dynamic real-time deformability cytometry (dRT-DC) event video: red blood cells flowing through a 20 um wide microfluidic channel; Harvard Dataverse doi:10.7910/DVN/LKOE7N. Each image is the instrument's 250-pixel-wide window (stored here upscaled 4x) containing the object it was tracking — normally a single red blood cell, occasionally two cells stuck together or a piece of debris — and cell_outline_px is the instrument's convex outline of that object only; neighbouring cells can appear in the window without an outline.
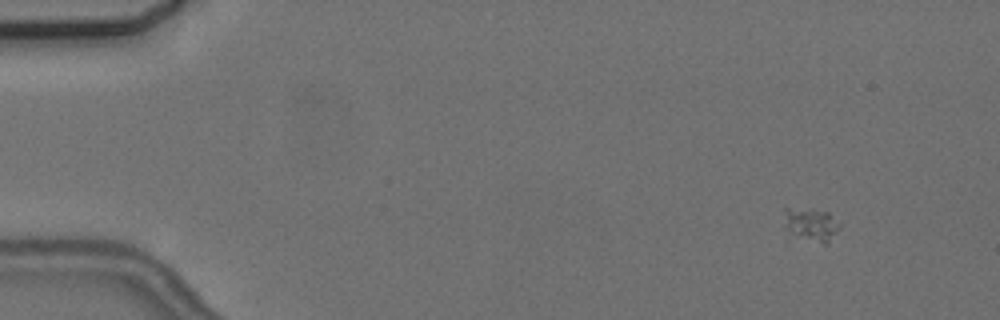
{"species": "common noctule bat (a hibernating species)", "species_latin": "Nyctalus noctula", "temperature_condition": "cold", "stored_images_in_passage": 6, "camera_frame_rate_fps": 3000, "um_per_image_px": 0.085, "animal": {"sex": "female", "body_mass_g": 24.6, "forearm_length_mm": 56.2}, "frame": {"image": 1, "passage_image": 2, "time_ms": 1.0, "image_size_px": [1000, 320], "cell_outline_px": [[840, 228], [828, 244], [824, 244], [796, 232], [788, 228], [784, 208], [812, 208], [828, 212], [840, 224]], "centroid_in_image_um": [69.06, 19.01], "position_along_channel_um": 15.9, "area_um2": 10.0}}
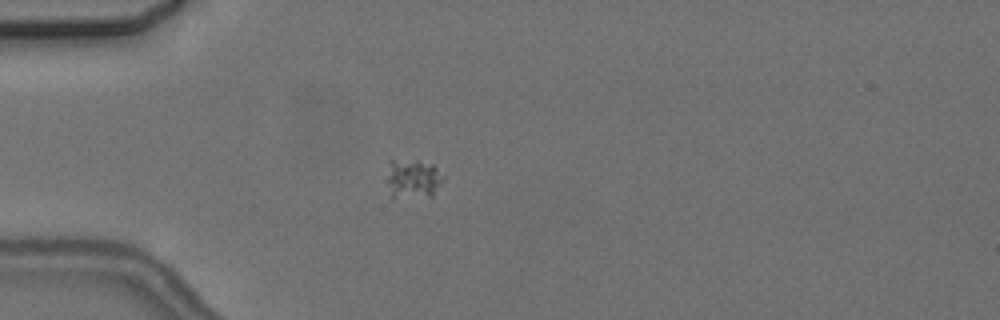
{"frame": {"image": 2, "passage_image": 5, "time_ms": 4.667, "image_size_px": [1000, 320], "cell_outline_px": [[444, 180], [432, 196], [392, 200], [388, 180], [388, 160], [416, 160], [432, 164], [444, 176]], "centroid_in_image_um": [35.1, 15.23], "position_along_channel_um": 49.9, "area_um2": 13.18}}